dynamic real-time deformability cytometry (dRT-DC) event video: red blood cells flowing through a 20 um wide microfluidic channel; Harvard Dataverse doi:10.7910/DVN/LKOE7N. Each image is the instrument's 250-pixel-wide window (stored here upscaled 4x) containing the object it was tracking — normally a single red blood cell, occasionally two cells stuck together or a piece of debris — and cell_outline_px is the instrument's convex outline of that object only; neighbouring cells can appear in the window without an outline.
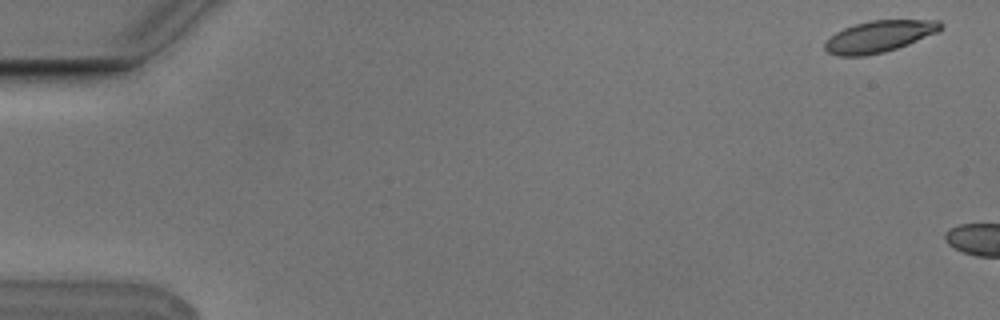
{"species": "Egyptian fruit bat (a non-hibernating species)", "species_latin": "Rousettus aegyptiacus", "temperature_condition": "cold", "stored_images_in_passage": 3, "camera_frame_rate_fps": 3000, "um_per_image_px": 0.085, "animal": {"sex": "male"}, "frame": {"image": 1, "passage_image": 1, "time_ms": 0.0, "image_size_px": [1000, 320], "cell_outline_px": [[944, 24], [936, 32], [908, 44], [884, 52], [864, 56], [840, 56], [828, 52], [824, 48], [824, 44], [836, 32], [844, 28], [856, 24], [872, 20], [940, 20]], "centroid_in_image_um": [74.72, 3.09], "position_along_channel_um": 10.3, "area_um2": 20.98}}